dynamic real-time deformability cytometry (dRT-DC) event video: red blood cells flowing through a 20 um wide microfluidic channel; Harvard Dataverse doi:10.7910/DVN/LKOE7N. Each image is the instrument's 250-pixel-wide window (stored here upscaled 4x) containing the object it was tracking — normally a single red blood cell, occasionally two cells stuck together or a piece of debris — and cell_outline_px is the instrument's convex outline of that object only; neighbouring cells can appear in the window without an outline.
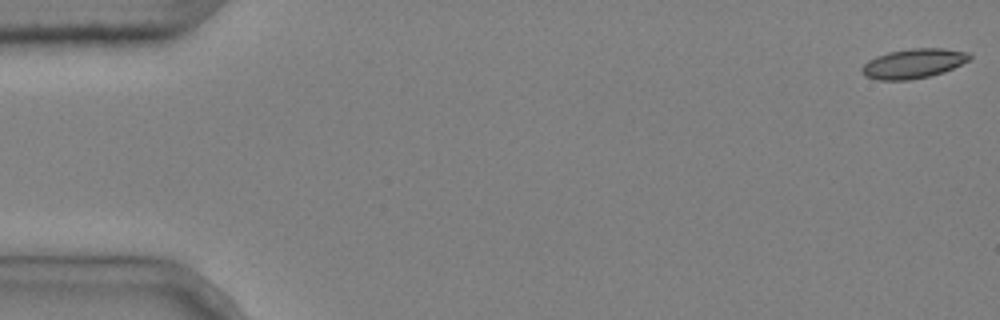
{"species": "common noctule bat (a hibernating species)", "species_latin": "Nyctalus noctula", "temperature_condition": "cold", "stored_images_in_passage": 4, "camera_frame_rate_fps": 3000, "um_per_image_px": 0.085, "animal": {"sex": "male", "body_mass_g": 20.4}, "frame": {"image": 1, "passage_image": 1, "time_ms": 0.0, "image_size_px": [1000, 320], "cell_outline_px": [[972, 56], [968, 60], [944, 72], [928, 76], [908, 80], [876, 80], [864, 76], [860, 72], [860, 68], [868, 60], [876, 56], [888, 52], [912, 48], [944, 48], [968, 52]], "centroid_in_image_um": [77.59, 5.4], "position_along_channel_um": 7.4, "area_um2": 18.61}}